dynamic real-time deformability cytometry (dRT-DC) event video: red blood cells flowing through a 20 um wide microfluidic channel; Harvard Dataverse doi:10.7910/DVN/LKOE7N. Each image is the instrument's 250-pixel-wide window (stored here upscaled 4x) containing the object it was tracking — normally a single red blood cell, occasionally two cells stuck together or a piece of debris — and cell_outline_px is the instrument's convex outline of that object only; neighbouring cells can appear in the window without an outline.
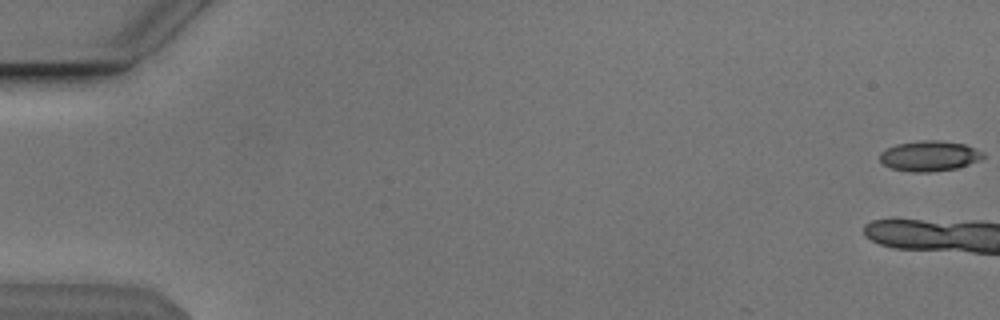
{"species": "Egyptian fruit bat (a non-hibernating species)", "species_latin": "Rousettus aegyptiacus", "temperature_condition": "cold", "stored_images_in_passage": 11, "camera_frame_rate_fps": 3000, "um_per_image_px": 0.085, "animal": {"sex": "male"}, "frame": {"image": 1, "passage_image": 1, "time_ms": 0.0, "image_size_px": [1000, 320], "cell_outline_px": [[984, 156], [980, 160], [956, 168], [928, 172], [912, 172], [892, 168], [884, 164], [880, 160], [880, 152], [896, 144], [916, 140], [936, 140], [964, 144], [984, 152]], "centroid_in_image_um": [78.99, 13.25], "position_along_channel_um": 6.0, "area_um2": 18.15}}